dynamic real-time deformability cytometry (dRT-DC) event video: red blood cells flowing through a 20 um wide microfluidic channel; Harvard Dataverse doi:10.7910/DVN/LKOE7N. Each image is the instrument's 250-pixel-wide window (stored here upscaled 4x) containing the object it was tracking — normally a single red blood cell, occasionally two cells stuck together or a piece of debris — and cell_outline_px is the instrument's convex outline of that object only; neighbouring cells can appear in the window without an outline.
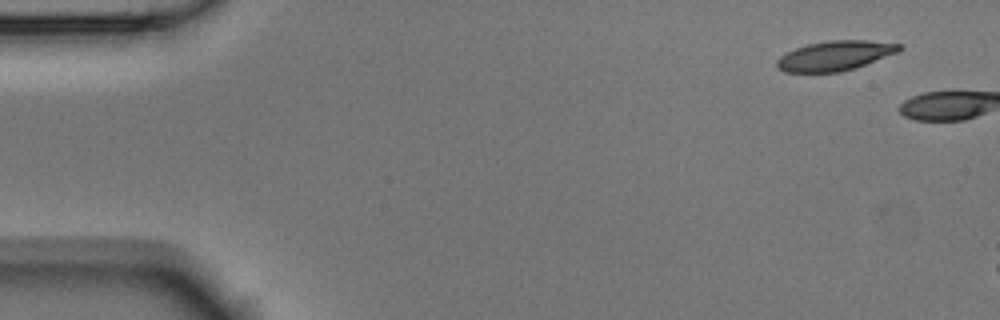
{"species": "Egyptian fruit bat (a non-hibernating species)", "species_latin": "Rousettus aegyptiacus", "temperature_condition": "room temperature", "stored_images_in_passage": 2, "camera_frame_rate_fps": 3000, "um_per_image_px": 0.085, "animal": {"sex": "male"}, "frame": {"image": 1, "passage_image": 1, "time_ms": 0.0, "image_size_px": [1000, 320], "cell_outline_px": [[900, 48], [896, 52], [864, 64], [840, 72], [784, 72], [776, 68], [776, 60], [780, 56], [796, 48], [808, 44], [828, 40], [864, 40], [900, 44]], "centroid_in_image_um": [70.88, 4.74], "position_along_channel_um": 14.1, "area_um2": 20.75}}